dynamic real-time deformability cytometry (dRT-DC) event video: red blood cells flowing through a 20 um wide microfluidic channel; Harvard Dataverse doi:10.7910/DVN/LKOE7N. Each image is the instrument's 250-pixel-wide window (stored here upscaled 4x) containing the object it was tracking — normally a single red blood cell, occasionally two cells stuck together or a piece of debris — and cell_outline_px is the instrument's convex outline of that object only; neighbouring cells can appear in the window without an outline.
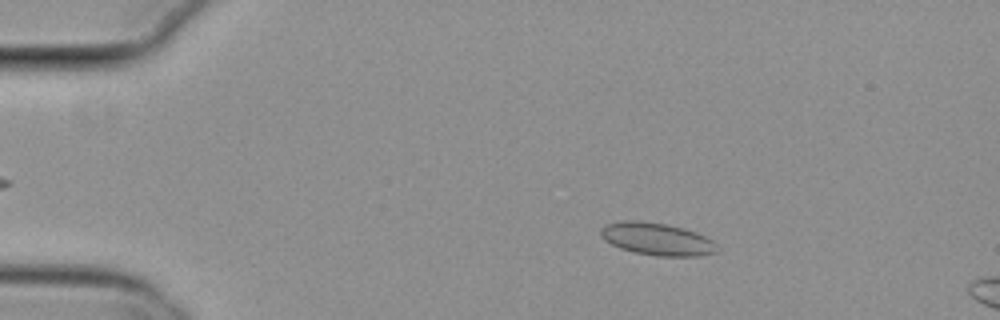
{"species": "common noctule bat (a hibernating species)", "species_latin": "Nyctalus noctula", "temperature_condition": "cold", "stored_images_in_passage": 55, "camera_frame_rate_fps": 3000, "um_per_image_px": 0.085, "animal": {"sex": "female", "body_mass_g": 29.2, "forearm_length_mm": 56.3}, "frame": {"image": 1, "passage_image": 10, "time_ms": 3.0, "image_size_px": [1000, 320], "cell_outline_px": [[720, 248], [716, 252], [700, 256], [656, 256], [636, 252], [620, 248], [604, 240], [600, 236], [600, 228], [604, 224], [620, 220], [640, 220], [668, 224], [684, 228], [696, 232], [712, 240]], "centroid_in_image_um": [55.82, 20.3], "position_along_channel_um": 29.2, "area_um2": 22.31}}
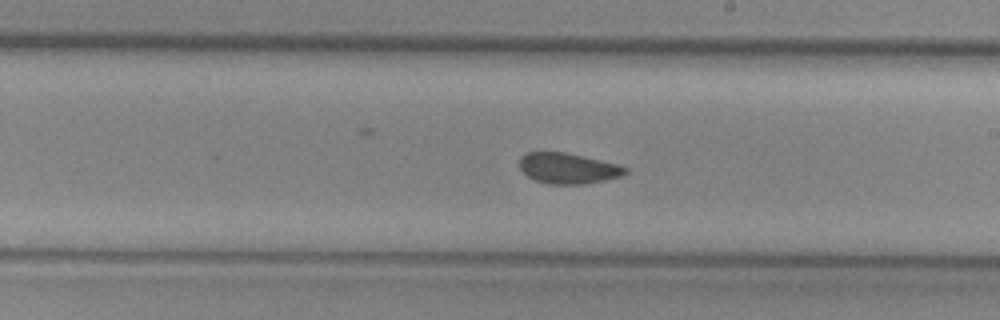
{"frame": {"image": 2, "passage_image": 32, "time_ms": 10.333, "image_size_px": [1000, 320], "cell_outline_px": [[628, 172], [620, 176], [604, 180], [584, 184], [548, 184], [536, 180], [528, 176], [520, 168], [520, 156], [524, 152], [564, 152], [600, 160], [616, 164], [628, 168]], "centroid_in_image_um": [48.26, 14.3], "position_along_channel_um": 240.7, "area_um2": 18.73}}
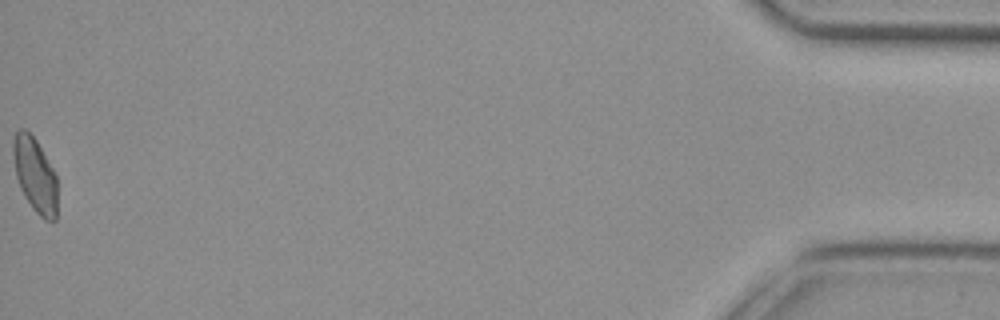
{"frame": {"image": 3, "passage_image": 55, "time_ms": 18.0, "image_size_px": [1000, 320], "cell_outline_px": [[56, 220], [44, 220], [32, 208], [24, 196], [20, 188], [16, 176], [12, 152], [12, 140], [16, 132], [20, 128], [24, 128], [36, 140], [52, 168], [56, 176]], "centroid_in_image_um": [2.95, 14.86], "position_along_channel_um": 432.3, "area_um2": 19.07}, "authors_computed_cell_mechanics": {"area_um2": 19.7676, "velocity_mm_per_s": 3.7988, "shape_relaxation_time_tau1_ms": null, "shape_relaxation_time_tau2_ms": 1.6656, "deformation_change_tau1": null, "deformation_change_tau2": 0.066}}